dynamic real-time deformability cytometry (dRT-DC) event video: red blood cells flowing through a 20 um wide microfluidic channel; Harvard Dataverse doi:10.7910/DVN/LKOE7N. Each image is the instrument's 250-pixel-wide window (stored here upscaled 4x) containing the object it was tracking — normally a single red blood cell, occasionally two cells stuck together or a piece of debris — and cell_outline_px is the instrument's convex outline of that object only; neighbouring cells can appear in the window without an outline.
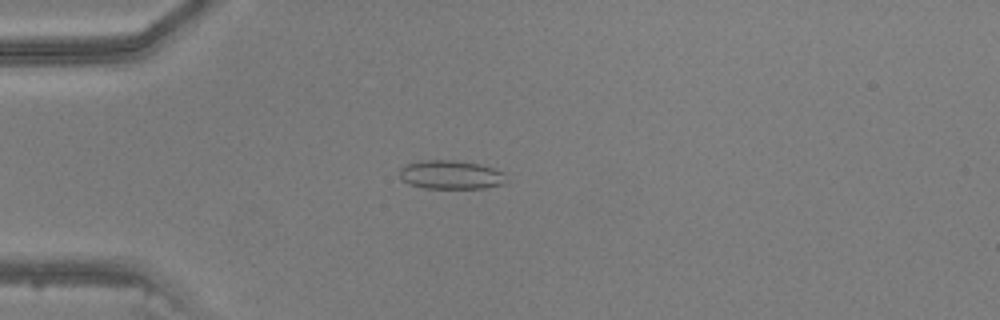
{"species": "common noctule bat (a hibernating species)", "species_latin": "Nyctalus noctula", "temperature_condition": "warm", "stored_images_in_passage": 40, "camera_frame_rate_fps": 3000, "um_per_image_px": 0.085, "animal": {"sex": "male", "body_mass_g": 20.5, "forearm_length_mm": 52.5}, "frame": {"image": 1, "passage_image": 6, "time_ms": 1.667, "image_size_px": [1000, 320], "cell_outline_px": [[508, 184], [484, 188], [424, 188], [408, 184], [400, 176], [400, 168], [404, 164], [420, 160], [456, 160], [480, 164], [504, 172]], "centroid_in_image_um": [38.34, 14.85], "position_along_channel_um": 46.7, "area_um2": 18.15}}
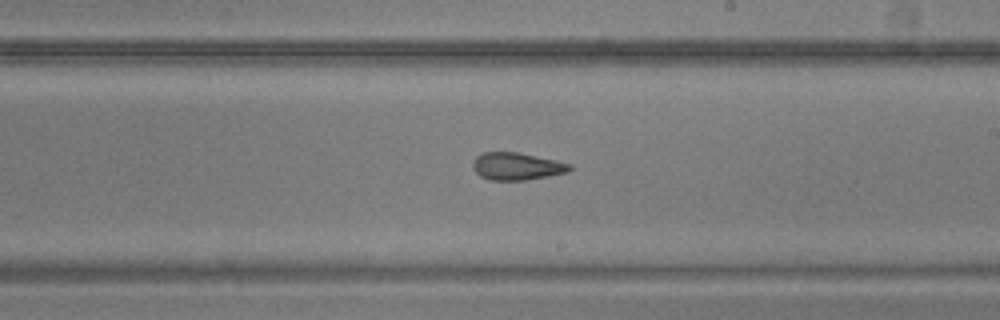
{"frame": {"image": 2, "passage_image": 21, "time_ms": 6.667, "image_size_px": [1000, 320], "cell_outline_px": [[572, 168], [568, 172], [548, 176], [524, 180], [488, 180], [480, 176], [472, 168], [472, 160], [480, 152], [516, 152], [572, 164]], "centroid_in_image_um": [43.87, 14.13], "position_along_channel_um": 245.1, "area_um2": 15.49}}
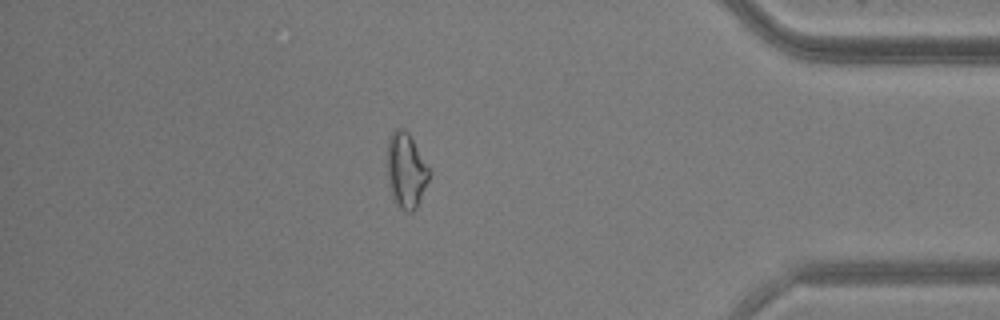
{"frame": {"image": 3, "passage_image": 34, "time_ms": 11.0, "image_size_px": [1000, 320], "cell_outline_px": [[432, 172], [416, 208], [412, 212], [408, 212], [400, 208], [396, 204], [392, 196], [388, 184], [388, 140], [392, 132], [396, 128], [404, 128], [408, 132]], "centroid_in_image_um": [34.53, 14.49], "position_along_channel_um": 400.7, "area_um2": 18.32}}